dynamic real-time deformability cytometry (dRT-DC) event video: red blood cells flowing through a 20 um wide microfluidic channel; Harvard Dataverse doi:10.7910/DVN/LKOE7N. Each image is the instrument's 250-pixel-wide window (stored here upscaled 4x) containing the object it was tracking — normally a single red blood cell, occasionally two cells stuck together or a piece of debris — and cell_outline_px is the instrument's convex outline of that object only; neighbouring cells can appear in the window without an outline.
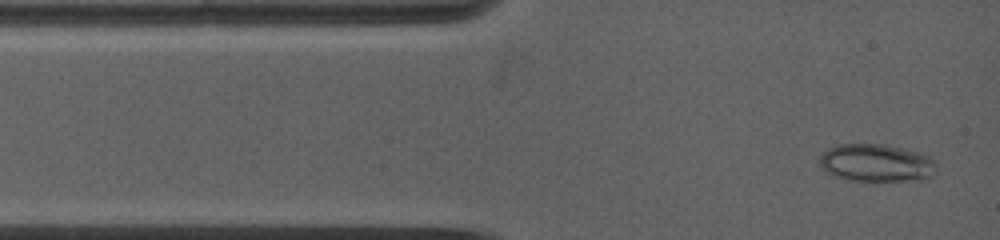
{"species": "common noctule bat (a hibernating species)", "species_latin": "Nyctalus noctula", "temperature_condition": "warm", "stored_images_in_passage": 46, "camera_frame_rate_fps": 5000, "um_per_image_px": 0.085, "animal": {"sex": "female", "body_mass_g": 19.0, "forearm_length_mm": 53.3}, "frame": {"image": 1, "passage_image": 2, "time_ms": 0.4, "image_size_px": [1000, 240], "cell_outline_px": [[936, 164], [932, 176], [924, 180], [848, 180], [824, 172], [820, 164], [820, 156], [828, 148], [840, 144], [888, 144], [920, 152], [932, 156]], "centroid_in_image_um": [74.52, 13.83], "position_along_channel_um": 10.5, "area_um2": 25.84}}
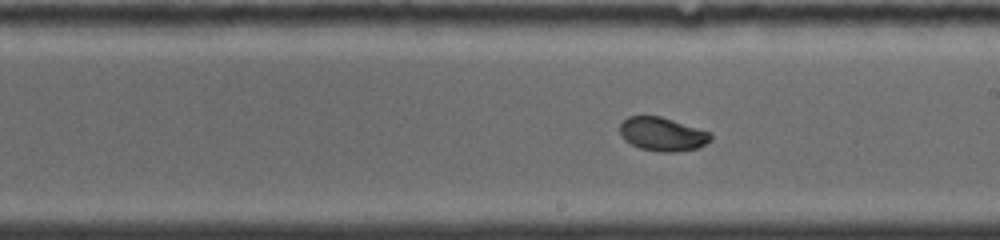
{"frame": {"image": 2, "passage_image": 25, "time_ms": 7.0, "image_size_px": [1000, 240], "cell_outline_px": [[712, 140], [700, 148], [676, 152], [660, 152], [640, 148], [624, 140], [620, 132], [620, 124], [628, 116], [660, 116], [708, 132], [712, 136]], "centroid_in_image_um": [56.3, 11.42], "position_along_channel_um": 232.7, "area_um2": 17.69}}
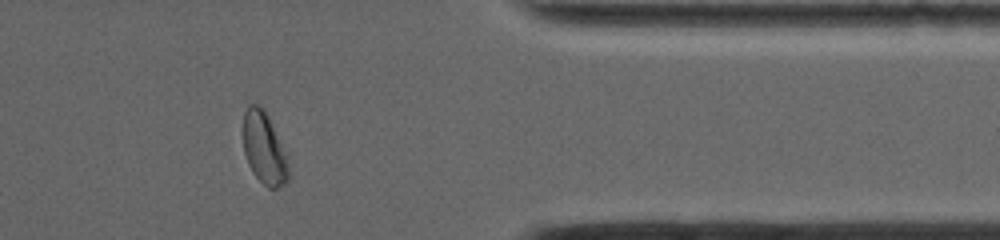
{"frame": {"image": 3, "passage_image": 41, "time_ms": 11.4, "image_size_px": [1000, 240], "cell_outline_px": [[288, 180], [276, 188], [268, 188], [252, 172], [248, 164], [244, 152], [244, 112], [248, 104], [256, 104], [264, 108], [288, 152]], "centroid_in_image_um": [22.48, 12.57], "position_along_channel_um": 388.9, "area_um2": 19.25}, "authors_computed_cell_mechanics": {"area_um2": 18.1781, "velocity_mm_per_s": 3.9372, "shape_relaxation_time_tau1_ms": 9.0973, "shape_relaxation_time_tau2_ms": 0.8383, "deformation_change_tau1": 0.2295, "deformation_change_tau2": 0.0362}}